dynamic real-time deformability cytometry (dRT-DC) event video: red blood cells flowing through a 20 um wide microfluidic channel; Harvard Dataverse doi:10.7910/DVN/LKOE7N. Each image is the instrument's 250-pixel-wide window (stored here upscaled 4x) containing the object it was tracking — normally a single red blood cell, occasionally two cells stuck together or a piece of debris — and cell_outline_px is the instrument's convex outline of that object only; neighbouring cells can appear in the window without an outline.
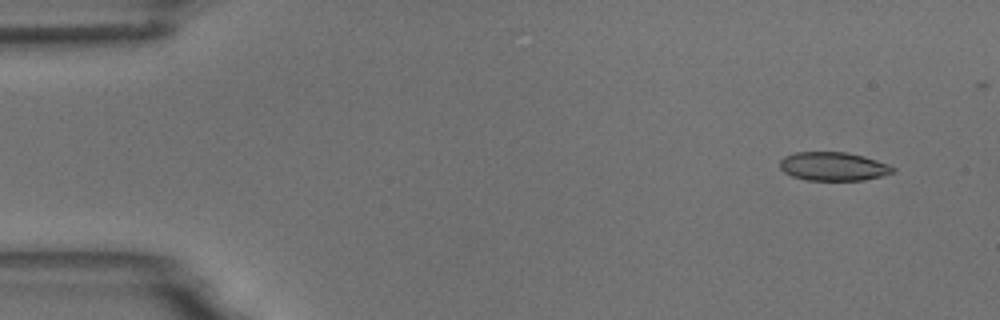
{"species": "common noctule bat (a hibernating species)", "species_latin": "Nyctalus noctula", "temperature_condition": "room temperature", "stored_images_in_passage": 14, "camera_frame_rate_fps": 3000, "um_per_image_px": 0.085, "animal": {"sex": "male", "body_mass_g": 18.8}, "frame": {"image": 1, "passage_image": 1, "time_ms": 0.0, "image_size_px": [1000, 320], "cell_outline_px": [[896, 172], [864, 180], [804, 180], [792, 176], [784, 172], [780, 168], [780, 160], [784, 156], [796, 152], [844, 152], [864, 156], [888, 164], [896, 168]], "centroid_in_image_um": [70.83, 14.14], "position_along_channel_um": 14.2, "area_um2": 18.9}}
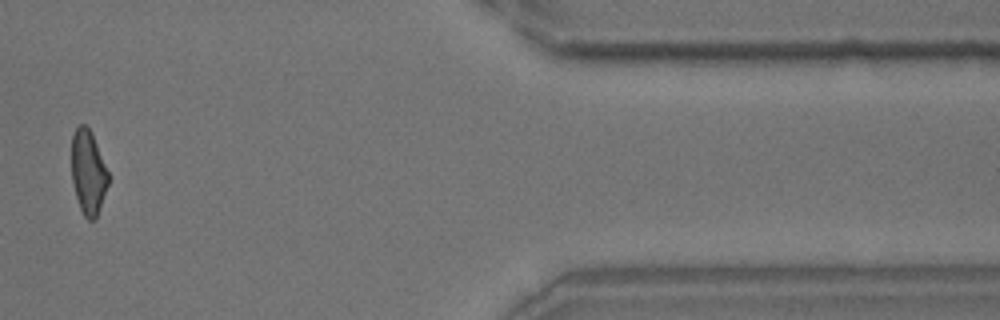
{"frame": {"image": 2, "passage_image": 12, "time_ms": 14.667, "image_size_px": [1000, 320], "cell_outline_px": [[108, 184], [96, 220], [88, 220], [84, 216], [80, 208], [76, 196], [72, 180], [72, 136], [76, 128], [80, 124], [84, 124], [92, 132], [108, 172]], "centroid_in_image_um": [7.5, 14.65], "position_along_channel_um": 403.9, "area_um2": 17.92}, "authors_computed_cell_mechanics": {"area_um2": 19.2185, "velocity_mm_per_s": 3.7083, "shape_relaxation_time_tau1_ms": 3.9226, "shape_relaxation_time_tau2_ms": 1.6827, "deformation_change_tau1": 0.1523, "deformation_change_tau2": 0.1053}}